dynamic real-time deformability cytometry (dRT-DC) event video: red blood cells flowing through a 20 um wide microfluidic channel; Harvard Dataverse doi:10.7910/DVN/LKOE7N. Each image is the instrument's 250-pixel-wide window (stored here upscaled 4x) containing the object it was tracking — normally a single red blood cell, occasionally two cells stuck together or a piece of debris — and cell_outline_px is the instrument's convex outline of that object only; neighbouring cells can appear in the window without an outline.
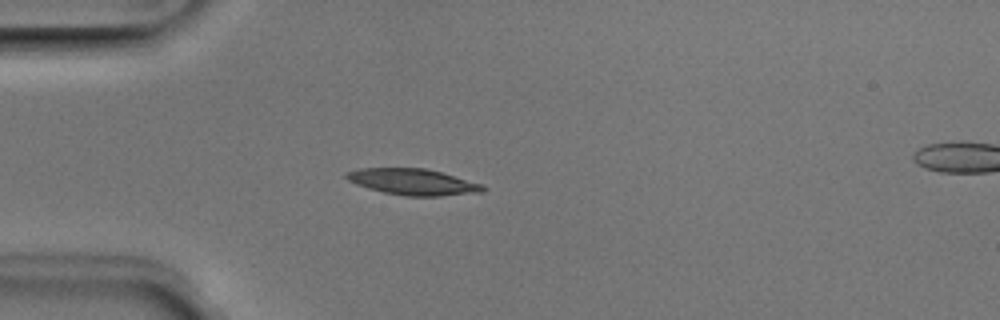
{"species": "Egyptian fruit bat (a non-hibernating species)", "species_latin": "Rousettus aegyptiacus", "temperature_condition": "room temperature", "stored_images_in_passage": 38, "camera_frame_rate_fps": 3000, "um_per_image_px": 0.085, "animal": {"sex": "male"}, "frame": {"image": 1, "passage_image": 1, "time_ms": 0.0, "image_size_px": [1000, 320], "cell_outline_px": [[488, 188], [484, 192], [440, 196], [404, 196], [384, 192], [368, 188], [356, 184], [348, 180], [344, 176], [344, 172], [360, 168], [424, 168], [440, 172], [484, 184]], "centroid_in_image_um": [35.12, 15.46], "position_along_channel_um": 49.9, "area_um2": 20.98}}
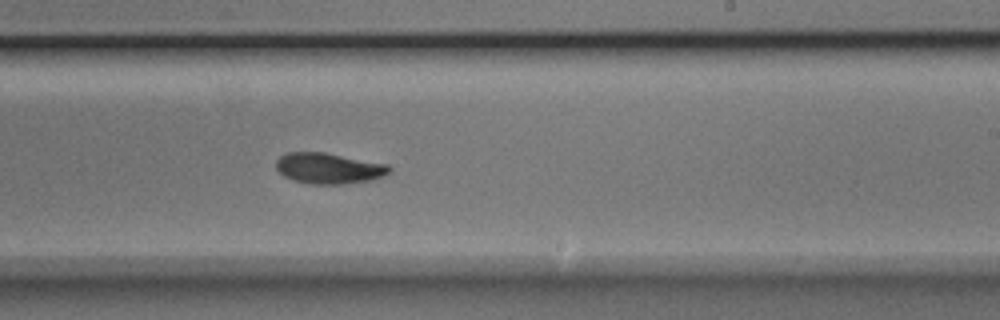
{"frame": {"image": 2, "passage_image": 18, "time_ms": 5.667, "image_size_px": [1000, 320], "cell_outline_px": [[392, 168], [384, 176], [372, 180], [340, 184], [312, 184], [292, 180], [284, 176], [276, 168], [276, 160], [280, 156], [288, 152], [324, 152], [388, 164]], "centroid_in_image_um": [27.94, 14.3], "position_along_channel_um": 261.1, "area_um2": 20.35}}
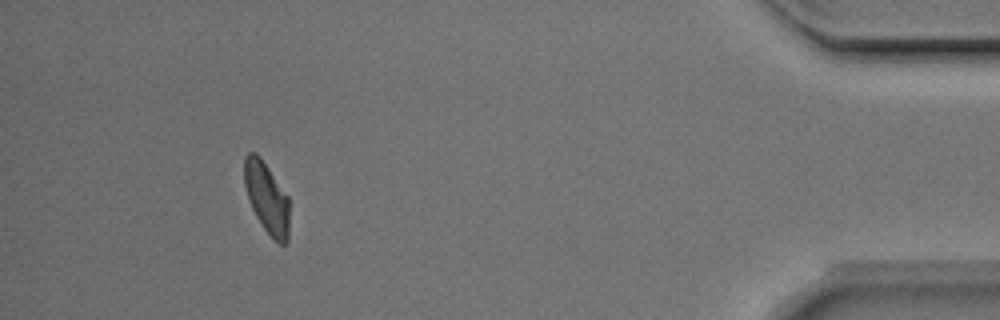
{"frame": {"image": 3, "passage_image": 34, "time_ms": 11.0, "image_size_px": [1000, 320], "cell_outline_px": [[288, 240], [284, 244], [280, 244], [264, 228], [256, 216], [252, 208], [244, 184], [244, 156], [248, 152], [256, 152], [260, 156], [288, 196]], "centroid_in_image_um": [22.66, 16.76], "position_along_channel_um": 412.5, "area_um2": 18.32}, "authors_computed_cell_mechanics": {"area_um2": 20.0855, "velocity_mm_per_s": 3.9565, "shape_relaxation_time_tau1_ms": 3.7104, "shape_relaxation_time_tau2_ms": 4.8308, "deformation_change_tau1": 0.1602, "deformation_change_tau2": 0.0932}}